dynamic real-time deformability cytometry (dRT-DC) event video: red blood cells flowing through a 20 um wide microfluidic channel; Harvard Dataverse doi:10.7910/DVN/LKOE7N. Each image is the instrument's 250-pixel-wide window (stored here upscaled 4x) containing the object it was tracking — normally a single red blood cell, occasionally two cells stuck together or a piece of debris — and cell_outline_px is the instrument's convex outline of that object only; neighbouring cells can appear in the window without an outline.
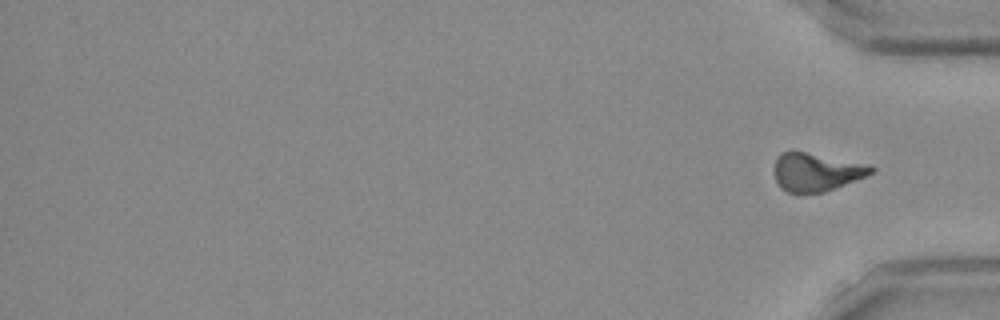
{"species": "Egyptian fruit bat (a non-hibernating species)", "species_latin": "Rousettus aegyptiacus", "temperature_condition": "room temperature", "stored_images_in_passage": 57, "segment_of_instrument_passage": [2, 2], "camera_frame_rate_fps": 3000, "um_per_image_px": 0.085, "frame": {"image": 1, "passage_image": 57, "time_ms": 18.667, "image_size_px": [1000, 320], "cell_outline_px": [[876, 168], [872, 172], [864, 176], [836, 188], [824, 192], [800, 196], [788, 192], [780, 188], [776, 180], [776, 160], [780, 152], [792, 148], [872, 164]], "centroid_in_image_um": [69.38, 14.6], "position_along_channel_um": 365.8, "area_um2": 22.54}}